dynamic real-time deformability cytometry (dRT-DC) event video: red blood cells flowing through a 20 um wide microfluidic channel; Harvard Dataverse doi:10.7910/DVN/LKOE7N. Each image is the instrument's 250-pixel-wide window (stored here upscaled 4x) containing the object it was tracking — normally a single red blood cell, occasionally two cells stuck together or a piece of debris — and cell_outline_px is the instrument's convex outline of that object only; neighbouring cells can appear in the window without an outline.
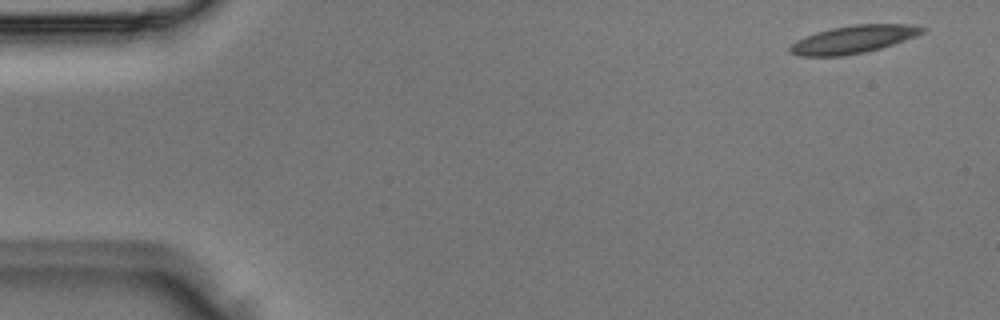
{"species": "Egyptian fruit bat (a non-hibernating species)", "species_latin": "Rousettus aegyptiacus", "temperature_condition": "room temperature", "stored_images_in_passage": 4, "segment_of_instrument_passage": [2, 2], "camera_frame_rate_fps": 3000, "um_per_image_px": 0.085, "animal": {"sex": "male"}, "frame": {"image": 1, "passage_image": 4, "time_ms": 1.0, "image_size_px": [1000, 320], "cell_outline_px": [[928, 28], [924, 32], [916, 36], [880, 48], [864, 52], [844, 56], [800, 56], [788, 52], [788, 48], [796, 40], [804, 36], [816, 32], [832, 28], [852, 24], [912, 24]], "centroid_in_image_um": [72.52, 3.34], "position_along_channel_um": 12.5, "area_um2": 21.5}}